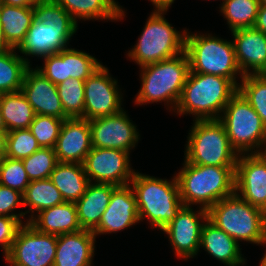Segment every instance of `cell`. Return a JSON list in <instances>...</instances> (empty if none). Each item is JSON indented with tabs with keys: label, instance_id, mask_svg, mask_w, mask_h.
Returning <instances> with one entry per match:
<instances>
[{
	"label": "cell",
	"instance_id": "f6af8a7d",
	"mask_svg": "<svg viewBox=\"0 0 266 266\" xmlns=\"http://www.w3.org/2000/svg\"><path fill=\"white\" fill-rule=\"evenodd\" d=\"M155 9H169L175 0H150Z\"/></svg>",
	"mask_w": 266,
	"mask_h": 266
},
{
	"label": "cell",
	"instance_id": "52a82bcc",
	"mask_svg": "<svg viewBox=\"0 0 266 266\" xmlns=\"http://www.w3.org/2000/svg\"><path fill=\"white\" fill-rule=\"evenodd\" d=\"M168 9H154L134 48L127 57L140 67L167 60L185 52L186 29L177 31L164 17ZM182 33V34H181Z\"/></svg>",
	"mask_w": 266,
	"mask_h": 266
},
{
	"label": "cell",
	"instance_id": "2e32d148",
	"mask_svg": "<svg viewBox=\"0 0 266 266\" xmlns=\"http://www.w3.org/2000/svg\"><path fill=\"white\" fill-rule=\"evenodd\" d=\"M235 192L266 213V159L260 153L239 154L235 169Z\"/></svg>",
	"mask_w": 266,
	"mask_h": 266
},
{
	"label": "cell",
	"instance_id": "8992f818",
	"mask_svg": "<svg viewBox=\"0 0 266 266\" xmlns=\"http://www.w3.org/2000/svg\"><path fill=\"white\" fill-rule=\"evenodd\" d=\"M207 212L208 220L238 243L243 240L266 244V213L236 192L215 203Z\"/></svg>",
	"mask_w": 266,
	"mask_h": 266
},
{
	"label": "cell",
	"instance_id": "e0dca14e",
	"mask_svg": "<svg viewBox=\"0 0 266 266\" xmlns=\"http://www.w3.org/2000/svg\"><path fill=\"white\" fill-rule=\"evenodd\" d=\"M139 222L136 197L131 185L117 186L112 191L110 203L102 214L99 224L92 232L95 236L117 233Z\"/></svg>",
	"mask_w": 266,
	"mask_h": 266
},
{
	"label": "cell",
	"instance_id": "9c48e42d",
	"mask_svg": "<svg viewBox=\"0 0 266 266\" xmlns=\"http://www.w3.org/2000/svg\"><path fill=\"white\" fill-rule=\"evenodd\" d=\"M193 121L184 160L195 165L236 167L239 154L231 146L223 123L219 119Z\"/></svg>",
	"mask_w": 266,
	"mask_h": 266
},
{
	"label": "cell",
	"instance_id": "277c9868",
	"mask_svg": "<svg viewBox=\"0 0 266 266\" xmlns=\"http://www.w3.org/2000/svg\"><path fill=\"white\" fill-rule=\"evenodd\" d=\"M140 69L142 84L134 103L147 105L163 101L174 111L190 71L187 53L183 52L176 57L144 65Z\"/></svg>",
	"mask_w": 266,
	"mask_h": 266
},
{
	"label": "cell",
	"instance_id": "f546056e",
	"mask_svg": "<svg viewBox=\"0 0 266 266\" xmlns=\"http://www.w3.org/2000/svg\"><path fill=\"white\" fill-rule=\"evenodd\" d=\"M15 51L11 48L0 53V94L20 91L26 70L31 67Z\"/></svg>",
	"mask_w": 266,
	"mask_h": 266
},
{
	"label": "cell",
	"instance_id": "ffe728a7",
	"mask_svg": "<svg viewBox=\"0 0 266 266\" xmlns=\"http://www.w3.org/2000/svg\"><path fill=\"white\" fill-rule=\"evenodd\" d=\"M240 71L244 75L262 74L266 70V34L251 28L231 32Z\"/></svg>",
	"mask_w": 266,
	"mask_h": 266
},
{
	"label": "cell",
	"instance_id": "681fc988",
	"mask_svg": "<svg viewBox=\"0 0 266 266\" xmlns=\"http://www.w3.org/2000/svg\"><path fill=\"white\" fill-rule=\"evenodd\" d=\"M260 154L266 159V140H265L264 148Z\"/></svg>",
	"mask_w": 266,
	"mask_h": 266
},
{
	"label": "cell",
	"instance_id": "74e56055",
	"mask_svg": "<svg viewBox=\"0 0 266 266\" xmlns=\"http://www.w3.org/2000/svg\"><path fill=\"white\" fill-rule=\"evenodd\" d=\"M31 181L24 169L22 160L4 157L0 161V184L24 193Z\"/></svg>",
	"mask_w": 266,
	"mask_h": 266
},
{
	"label": "cell",
	"instance_id": "603a6c76",
	"mask_svg": "<svg viewBox=\"0 0 266 266\" xmlns=\"http://www.w3.org/2000/svg\"><path fill=\"white\" fill-rule=\"evenodd\" d=\"M117 186L90 182L85 193L75 202L78 221L82 229L93 230L110 203L112 191Z\"/></svg>",
	"mask_w": 266,
	"mask_h": 266
},
{
	"label": "cell",
	"instance_id": "7a4b0ae2",
	"mask_svg": "<svg viewBox=\"0 0 266 266\" xmlns=\"http://www.w3.org/2000/svg\"><path fill=\"white\" fill-rule=\"evenodd\" d=\"M235 169L195 165L184 160L181 171L176 173L183 206L199 204L208 210L221 199L232 195L235 192Z\"/></svg>",
	"mask_w": 266,
	"mask_h": 266
},
{
	"label": "cell",
	"instance_id": "4dcf8cb0",
	"mask_svg": "<svg viewBox=\"0 0 266 266\" xmlns=\"http://www.w3.org/2000/svg\"><path fill=\"white\" fill-rule=\"evenodd\" d=\"M221 5L220 12L226 18L231 32L254 27L260 7L259 0H224Z\"/></svg>",
	"mask_w": 266,
	"mask_h": 266
},
{
	"label": "cell",
	"instance_id": "cb8c5ba5",
	"mask_svg": "<svg viewBox=\"0 0 266 266\" xmlns=\"http://www.w3.org/2000/svg\"><path fill=\"white\" fill-rule=\"evenodd\" d=\"M37 214L29 223L39 232L60 235L82 230L75 203L64 202L41 210Z\"/></svg>",
	"mask_w": 266,
	"mask_h": 266
},
{
	"label": "cell",
	"instance_id": "1f68e13d",
	"mask_svg": "<svg viewBox=\"0 0 266 266\" xmlns=\"http://www.w3.org/2000/svg\"><path fill=\"white\" fill-rule=\"evenodd\" d=\"M64 113L69 118H84V81L69 78L57 85Z\"/></svg>",
	"mask_w": 266,
	"mask_h": 266
},
{
	"label": "cell",
	"instance_id": "9a60e30c",
	"mask_svg": "<svg viewBox=\"0 0 266 266\" xmlns=\"http://www.w3.org/2000/svg\"><path fill=\"white\" fill-rule=\"evenodd\" d=\"M92 147L118 149L131 153L139 140L137 126L122 110L114 115L95 118L89 121Z\"/></svg>",
	"mask_w": 266,
	"mask_h": 266
},
{
	"label": "cell",
	"instance_id": "836d02e7",
	"mask_svg": "<svg viewBox=\"0 0 266 266\" xmlns=\"http://www.w3.org/2000/svg\"><path fill=\"white\" fill-rule=\"evenodd\" d=\"M64 62H66L67 79L87 80L102 64L85 51L74 48L64 49Z\"/></svg>",
	"mask_w": 266,
	"mask_h": 266
},
{
	"label": "cell",
	"instance_id": "5bb4252c",
	"mask_svg": "<svg viewBox=\"0 0 266 266\" xmlns=\"http://www.w3.org/2000/svg\"><path fill=\"white\" fill-rule=\"evenodd\" d=\"M196 212L191 206H182L175 218L161 230L168 235L175 254L184 260L193 258L200 251L201 231L208 212L201 207Z\"/></svg>",
	"mask_w": 266,
	"mask_h": 266
},
{
	"label": "cell",
	"instance_id": "7c38bea8",
	"mask_svg": "<svg viewBox=\"0 0 266 266\" xmlns=\"http://www.w3.org/2000/svg\"><path fill=\"white\" fill-rule=\"evenodd\" d=\"M130 153L118 149L92 147L83 163L90 182L128 185L135 171L131 169Z\"/></svg>",
	"mask_w": 266,
	"mask_h": 266
},
{
	"label": "cell",
	"instance_id": "8d00e7d4",
	"mask_svg": "<svg viewBox=\"0 0 266 266\" xmlns=\"http://www.w3.org/2000/svg\"><path fill=\"white\" fill-rule=\"evenodd\" d=\"M40 148L36 138L29 129L7 132V152L5 157L22 160Z\"/></svg>",
	"mask_w": 266,
	"mask_h": 266
},
{
	"label": "cell",
	"instance_id": "6da1fadb",
	"mask_svg": "<svg viewBox=\"0 0 266 266\" xmlns=\"http://www.w3.org/2000/svg\"><path fill=\"white\" fill-rule=\"evenodd\" d=\"M33 10L32 25L17 48L30 66L26 56L43 59L68 48L69 40L78 29V23L54 0H38Z\"/></svg>",
	"mask_w": 266,
	"mask_h": 266
},
{
	"label": "cell",
	"instance_id": "44dd1931",
	"mask_svg": "<svg viewBox=\"0 0 266 266\" xmlns=\"http://www.w3.org/2000/svg\"><path fill=\"white\" fill-rule=\"evenodd\" d=\"M96 236L91 230L57 235L53 266H92Z\"/></svg>",
	"mask_w": 266,
	"mask_h": 266
},
{
	"label": "cell",
	"instance_id": "ba28073f",
	"mask_svg": "<svg viewBox=\"0 0 266 266\" xmlns=\"http://www.w3.org/2000/svg\"><path fill=\"white\" fill-rule=\"evenodd\" d=\"M185 52L189 59L190 72L225 77L239 86L236 77L240 75L242 79L243 74L238 66L232 41L211 34L186 32Z\"/></svg>",
	"mask_w": 266,
	"mask_h": 266
},
{
	"label": "cell",
	"instance_id": "8fae6325",
	"mask_svg": "<svg viewBox=\"0 0 266 266\" xmlns=\"http://www.w3.org/2000/svg\"><path fill=\"white\" fill-rule=\"evenodd\" d=\"M56 248L57 235L39 232L26 222L18 229L4 259L10 266H53Z\"/></svg>",
	"mask_w": 266,
	"mask_h": 266
},
{
	"label": "cell",
	"instance_id": "d6986e66",
	"mask_svg": "<svg viewBox=\"0 0 266 266\" xmlns=\"http://www.w3.org/2000/svg\"><path fill=\"white\" fill-rule=\"evenodd\" d=\"M91 148L89 121L83 118L65 119L54 147L57 161L83 164Z\"/></svg>",
	"mask_w": 266,
	"mask_h": 266
},
{
	"label": "cell",
	"instance_id": "d4e9b609",
	"mask_svg": "<svg viewBox=\"0 0 266 266\" xmlns=\"http://www.w3.org/2000/svg\"><path fill=\"white\" fill-rule=\"evenodd\" d=\"M77 22L83 20H118L125 17V11L114 0H54ZM78 19V20H77Z\"/></svg>",
	"mask_w": 266,
	"mask_h": 266
},
{
	"label": "cell",
	"instance_id": "4fadbf2b",
	"mask_svg": "<svg viewBox=\"0 0 266 266\" xmlns=\"http://www.w3.org/2000/svg\"><path fill=\"white\" fill-rule=\"evenodd\" d=\"M118 81L110 76L109 70L101 66L84 81V118L88 121L114 115L123 110L122 95Z\"/></svg>",
	"mask_w": 266,
	"mask_h": 266
},
{
	"label": "cell",
	"instance_id": "bcb514c9",
	"mask_svg": "<svg viewBox=\"0 0 266 266\" xmlns=\"http://www.w3.org/2000/svg\"><path fill=\"white\" fill-rule=\"evenodd\" d=\"M9 49H11V47L7 44V42L4 38V34H3V30H2V24L0 21V53L5 52Z\"/></svg>",
	"mask_w": 266,
	"mask_h": 266
},
{
	"label": "cell",
	"instance_id": "ab89813d",
	"mask_svg": "<svg viewBox=\"0 0 266 266\" xmlns=\"http://www.w3.org/2000/svg\"><path fill=\"white\" fill-rule=\"evenodd\" d=\"M20 206H23L22 193L0 184V216L17 218L21 223H24L21 217L25 216V212L22 211L18 214L12 212Z\"/></svg>",
	"mask_w": 266,
	"mask_h": 266
},
{
	"label": "cell",
	"instance_id": "7402d4cb",
	"mask_svg": "<svg viewBox=\"0 0 266 266\" xmlns=\"http://www.w3.org/2000/svg\"><path fill=\"white\" fill-rule=\"evenodd\" d=\"M200 248L227 266L246 264L239 243L208 219L202 227Z\"/></svg>",
	"mask_w": 266,
	"mask_h": 266
},
{
	"label": "cell",
	"instance_id": "5b68a950",
	"mask_svg": "<svg viewBox=\"0 0 266 266\" xmlns=\"http://www.w3.org/2000/svg\"><path fill=\"white\" fill-rule=\"evenodd\" d=\"M172 181L135 172L130 181L136 197L139 220L162 230L183 206L176 175Z\"/></svg>",
	"mask_w": 266,
	"mask_h": 266
},
{
	"label": "cell",
	"instance_id": "484cf974",
	"mask_svg": "<svg viewBox=\"0 0 266 266\" xmlns=\"http://www.w3.org/2000/svg\"><path fill=\"white\" fill-rule=\"evenodd\" d=\"M65 202L75 203L90 183L83 164L58 162L50 175Z\"/></svg>",
	"mask_w": 266,
	"mask_h": 266
},
{
	"label": "cell",
	"instance_id": "3957f363",
	"mask_svg": "<svg viewBox=\"0 0 266 266\" xmlns=\"http://www.w3.org/2000/svg\"><path fill=\"white\" fill-rule=\"evenodd\" d=\"M237 92L238 87L225 77L189 71L174 111L180 116L195 115L194 120L219 119Z\"/></svg>",
	"mask_w": 266,
	"mask_h": 266
},
{
	"label": "cell",
	"instance_id": "7bdbcfd3",
	"mask_svg": "<svg viewBox=\"0 0 266 266\" xmlns=\"http://www.w3.org/2000/svg\"><path fill=\"white\" fill-rule=\"evenodd\" d=\"M38 0H0V4L9 6L29 7L34 6Z\"/></svg>",
	"mask_w": 266,
	"mask_h": 266
},
{
	"label": "cell",
	"instance_id": "e575fe53",
	"mask_svg": "<svg viewBox=\"0 0 266 266\" xmlns=\"http://www.w3.org/2000/svg\"><path fill=\"white\" fill-rule=\"evenodd\" d=\"M22 162L30 181L50 178L58 163L54 148H40Z\"/></svg>",
	"mask_w": 266,
	"mask_h": 266
},
{
	"label": "cell",
	"instance_id": "f35d334b",
	"mask_svg": "<svg viewBox=\"0 0 266 266\" xmlns=\"http://www.w3.org/2000/svg\"><path fill=\"white\" fill-rule=\"evenodd\" d=\"M36 69L55 85L67 80L66 62H64V49L56 54L44 57V66L36 67Z\"/></svg>",
	"mask_w": 266,
	"mask_h": 266
},
{
	"label": "cell",
	"instance_id": "f1b7e54d",
	"mask_svg": "<svg viewBox=\"0 0 266 266\" xmlns=\"http://www.w3.org/2000/svg\"><path fill=\"white\" fill-rule=\"evenodd\" d=\"M23 196V207L29 206L30 210L25 211L27 214L31 212L29 222L33 217L34 213H39L41 210L50 208L59 204L64 203V199L60 191L55 187L50 178L41 180H32L26 187Z\"/></svg>",
	"mask_w": 266,
	"mask_h": 266
},
{
	"label": "cell",
	"instance_id": "b9f144b4",
	"mask_svg": "<svg viewBox=\"0 0 266 266\" xmlns=\"http://www.w3.org/2000/svg\"><path fill=\"white\" fill-rule=\"evenodd\" d=\"M254 28L266 34V7H259Z\"/></svg>",
	"mask_w": 266,
	"mask_h": 266
},
{
	"label": "cell",
	"instance_id": "f907efd6",
	"mask_svg": "<svg viewBox=\"0 0 266 266\" xmlns=\"http://www.w3.org/2000/svg\"><path fill=\"white\" fill-rule=\"evenodd\" d=\"M260 6L266 7V0H259Z\"/></svg>",
	"mask_w": 266,
	"mask_h": 266
},
{
	"label": "cell",
	"instance_id": "c3c4849f",
	"mask_svg": "<svg viewBox=\"0 0 266 266\" xmlns=\"http://www.w3.org/2000/svg\"><path fill=\"white\" fill-rule=\"evenodd\" d=\"M260 266H266V253H264V256L262 257L260 261Z\"/></svg>",
	"mask_w": 266,
	"mask_h": 266
},
{
	"label": "cell",
	"instance_id": "d6a6232c",
	"mask_svg": "<svg viewBox=\"0 0 266 266\" xmlns=\"http://www.w3.org/2000/svg\"><path fill=\"white\" fill-rule=\"evenodd\" d=\"M238 91L250 103L266 126V76L262 74L244 75Z\"/></svg>",
	"mask_w": 266,
	"mask_h": 266
},
{
	"label": "cell",
	"instance_id": "ac0fdd59",
	"mask_svg": "<svg viewBox=\"0 0 266 266\" xmlns=\"http://www.w3.org/2000/svg\"><path fill=\"white\" fill-rule=\"evenodd\" d=\"M33 107L36 115L68 119L61 104L57 85L48 80L36 68H28L20 90Z\"/></svg>",
	"mask_w": 266,
	"mask_h": 266
},
{
	"label": "cell",
	"instance_id": "ee69618b",
	"mask_svg": "<svg viewBox=\"0 0 266 266\" xmlns=\"http://www.w3.org/2000/svg\"><path fill=\"white\" fill-rule=\"evenodd\" d=\"M7 132L0 131V161L6 156L7 152Z\"/></svg>",
	"mask_w": 266,
	"mask_h": 266
},
{
	"label": "cell",
	"instance_id": "60d3db41",
	"mask_svg": "<svg viewBox=\"0 0 266 266\" xmlns=\"http://www.w3.org/2000/svg\"><path fill=\"white\" fill-rule=\"evenodd\" d=\"M22 224L17 218L0 216V247L4 250V257L10 252L11 245Z\"/></svg>",
	"mask_w": 266,
	"mask_h": 266
},
{
	"label": "cell",
	"instance_id": "7dc6e473",
	"mask_svg": "<svg viewBox=\"0 0 266 266\" xmlns=\"http://www.w3.org/2000/svg\"><path fill=\"white\" fill-rule=\"evenodd\" d=\"M0 131H7L6 125L4 123L3 116L1 113V109H0Z\"/></svg>",
	"mask_w": 266,
	"mask_h": 266
},
{
	"label": "cell",
	"instance_id": "d590c367",
	"mask_svg": "<svg viewBox=\"0 0 266 266\" xmlns=\"http://www.w3.org/2000/svg\"><path fill=\"white\" fill-rule=\"evenodd\" d=\"M64 119L47 115H35L29 126L41 148H54Z\"/></svg>",
	"mask_w": 266,
	"mask_h": 266
},
{
	"label": "cell",
	"instance_id": "30bf717a",
	"mask_svg": "<svg viewBox=\"0 0 266 266\" xmlns=\"http://www.w3.org/2000/svg\"><path fill=\"white\" fill-rule=\"evenodd\" d=\"M219 120L238 154L261 153L266 140V126L239 91L229 100Z\"/></svg>",
	"mask_w": 266,
	"mask_h": 266
},
{
	"label": "cell",
	"instance_id": "83f0119b",
	"mask_svg": "<svg viewBox=\"0 0 266 266\" xmlns=\"http://www.w3.org/2000/svg\"><path fill=\"white\" fill-rule=\"evenodd\" d=\"M0 109L8 132L28 129L36 115L21 91L0 94Z\"/></svg>",
	"mask_w": 266,
	"mask_h": 266
},
{
	"label": "cell",
	"instance_id": "4316f807",
	"mask_svg": "<svg viewBox=\"0 0 266 266\" xmlns=\"http://www.w3.org/2000/svg\"><path fill=\"white\" fill-rule=\"evenodd\" d=\"M34 20L33 6L19 7L0 4V21L7 44L17 49Z\"/></svg>",
	"mask_w": 266,
	"mask_h": 266
}]
</instances>
